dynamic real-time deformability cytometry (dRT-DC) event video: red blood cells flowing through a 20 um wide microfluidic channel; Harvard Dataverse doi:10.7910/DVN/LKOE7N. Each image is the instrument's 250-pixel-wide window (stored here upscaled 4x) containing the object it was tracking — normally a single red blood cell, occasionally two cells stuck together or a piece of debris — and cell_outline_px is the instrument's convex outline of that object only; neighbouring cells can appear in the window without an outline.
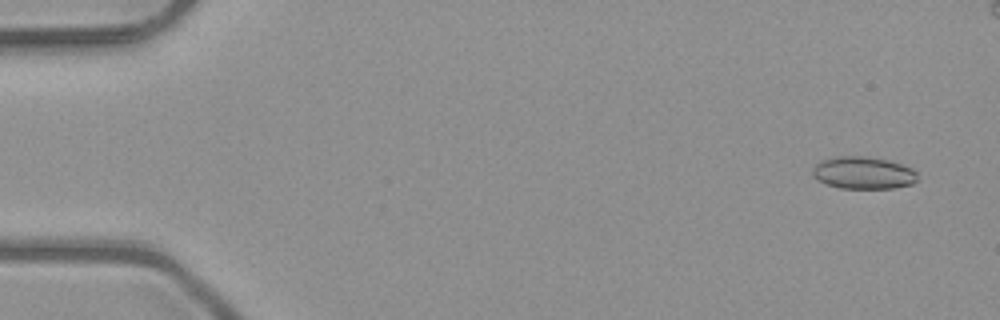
{"species": "common noctule bat (a hibernating species)", "species_latin": "Nyctalus noctula", "temperature_condition": "room temperature", "stored_images_in_passage": 5, "camera_frame_rate_fps": 3000, "um_per_image_px": 0.085, "animal": {"sex": "male", "body_mass_g": 23.1, "forearm_length_mm": 52.7}, "frame": {"image": 1, "passage_image": 1, "time_ms": 0.0, "image_size_px": [1000, 320], "cell_outline_px": [[916, 180], [912, 184], [896, 188], [840, 188], [824, 184], [812, 176], [812, 168], [820, 160], [836, 156], [860, 156], [888, 160], [912, 168], [916, 172]], "centroid_in_image_um": [73.33, 14.69], "position_along_channel_um": 11.7, "area_um2": 19.83}}